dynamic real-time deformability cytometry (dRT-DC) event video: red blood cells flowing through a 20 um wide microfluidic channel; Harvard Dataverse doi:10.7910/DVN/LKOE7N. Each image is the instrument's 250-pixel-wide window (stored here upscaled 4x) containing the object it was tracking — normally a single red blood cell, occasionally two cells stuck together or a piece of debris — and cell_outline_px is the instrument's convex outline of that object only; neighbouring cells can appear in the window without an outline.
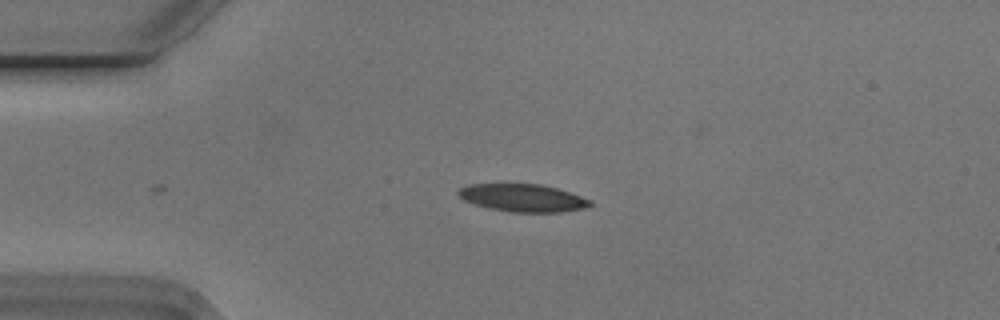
{"species": "Egyptian fruit bat (a non-hibernating species)", "species_latin": "Rousettus aegyptiacus", "temperature_condition": "cold", "stored_images_in_passage": 3, "camera_frame_rate_fps": 3000, "um_per_image_px": 0.085, "animal": {"sex": "male"}, "frame": {"image": 1, "passage_image": 3, "time_ms": 0.667, "image_size_px": [1000, 320], "cell_outline_px": [[592, 204], [584, 208], [564, 212], [508, 212], [488, 208], [472, 204], [464, 200], [456, 192], [460, 188], [468, 184], [540, 184], [556, 188], [592, 200]], "centroid_in_image_um": [44.41, 16.83], "position_along_channel_um": 40.6, "area_um2": 21.27}}